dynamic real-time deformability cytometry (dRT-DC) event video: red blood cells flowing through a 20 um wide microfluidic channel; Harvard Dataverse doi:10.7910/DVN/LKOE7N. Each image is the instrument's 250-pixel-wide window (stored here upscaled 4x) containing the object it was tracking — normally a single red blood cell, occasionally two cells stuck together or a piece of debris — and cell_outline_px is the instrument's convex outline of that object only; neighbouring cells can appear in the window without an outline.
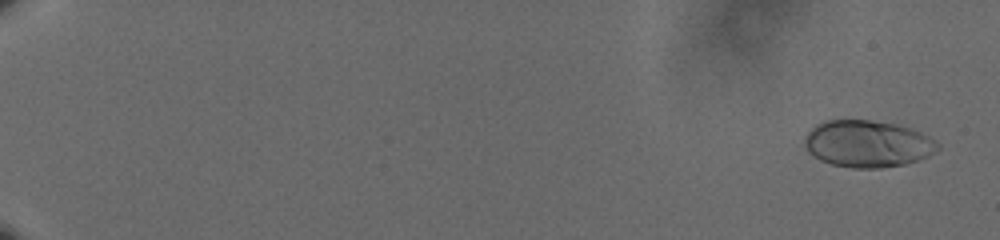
{"species": "human", "species_latin": "Homo sapiens", "temperature_condition": "cold", "stored_images_in_passage": 61, "camera_frame_rate_fps": 3000, "um_per_image_px": 0.085, "donor": {"sex": "male"}, "frame": {"image": 1, "passage_image": 3, "time_ms": 0.667, "image_size_px": [1000, 240], "cell_outline_px": [[940, 148], [936, 152], [928, 156], [904, 164], [880, 168], [852, 168], [832, 164], [820, 160], [812, 156], [808, 152], [804, 144], [804, 136], [816, 124], [824, 120], [868, 120], [896, 124], [920, 132], [936, 140], [940, 144]], "centroid_in_image_um": [73.72, 12.22], "position_along_channel_um": 11.3, "area_um2": 36.47}}
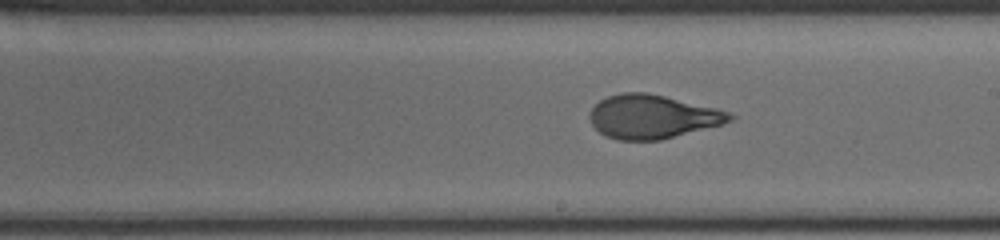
{"frame": {"image": 2, "passage_image": 39, "time_ms": 12.667, "image_size_px": [1000, 240], "cell_outline_px": [[736, 116], [732, 120], [724, 124], [660, 140], [620, 140], [604, 136], [592, 124], [588, 116], [588, 112], [600, 100], [608, 96], [620, 92], [644, 92], [664, 96], [716, 108], [728, 112]], "centroid_in_image_um": [55.44, 9.92], "position_along_channel_um": 233.6, "area_um2": 35.66}}
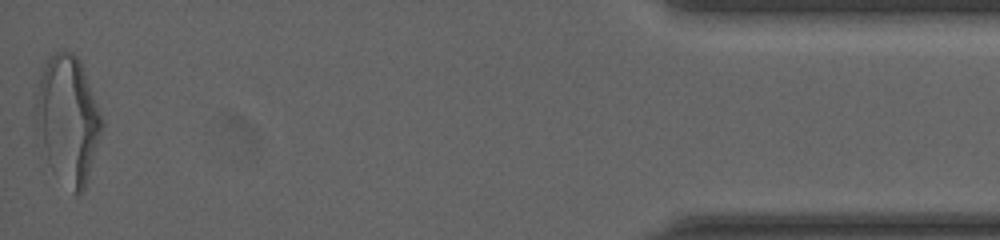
{"frame": {"image": 3, "passage_image": 61, "time_ms": 20.0, "image_size_px": [1000, 240], "cell_outline_px": [[104, 124], [88, 176], [84, 188], [80, 192], [72, 192], [48, 160], [36, 136], [36, 96], [40, 80], [44, 68], [48, 60], [56, 52], [64, 48], [72, 52], [80, 60], [104, 120]], "centroid_in_image_um": [5.78, 10.1], "position_along_channel_um": 429.4, "area_um2": 48.15}, "authors_computed_cell_mechanics": {"area_um2": 35.6626, "velocity_mm_per_s": 3.6266, "shape_relaxation_time_tau1_ms": 4.0913, "shape_relaxation_time_tau2_ms": 0.6792, "deformation_change_tau1": 0.1788, "deformation_change_tau2": 0.0626}}